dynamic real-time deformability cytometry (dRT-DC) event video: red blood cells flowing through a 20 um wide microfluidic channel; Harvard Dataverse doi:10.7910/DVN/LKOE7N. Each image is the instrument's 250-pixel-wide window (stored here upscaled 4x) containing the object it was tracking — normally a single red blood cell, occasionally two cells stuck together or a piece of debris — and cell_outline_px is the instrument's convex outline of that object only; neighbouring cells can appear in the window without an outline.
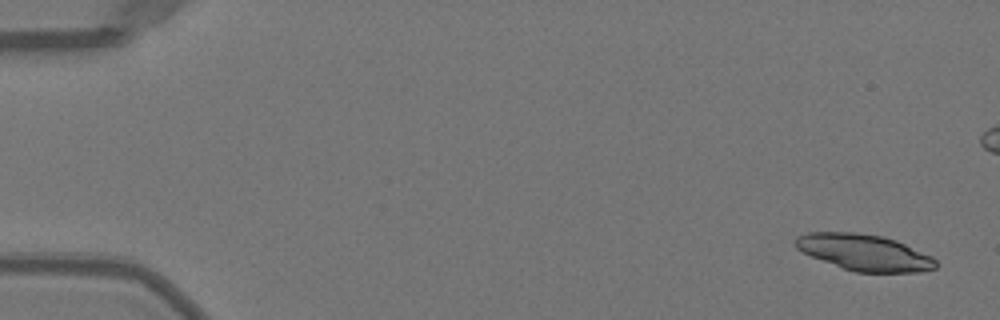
{"species": "Egyptian fruit bat (a non-hibernating species)", "species_latin": "Rousettus aegyptiacus", "temperature_condition": "warm", "stored_images_in_passage": 18, "camera_frame_rate_fps": 3000, "um_per_image_px": 0.085, "animal": {"sex": "female"}, "frame": {"image": 1, "passage_image": 3, "time_ms": 0.667, "image_size_px": [1000, 320], "cell_outline_px": [[936, 268], [920, 272], [856, 272], [844, 268], [812, 256], [796, 248], [796, 236], [808, 232], [856, 232], [884, 236], [896, 240], [932, 256], [936, 260]], "centroid_in_image_um": [73.49, 21.44], "position_along_channel_um": 11.5, "area_um2": 29.42}}